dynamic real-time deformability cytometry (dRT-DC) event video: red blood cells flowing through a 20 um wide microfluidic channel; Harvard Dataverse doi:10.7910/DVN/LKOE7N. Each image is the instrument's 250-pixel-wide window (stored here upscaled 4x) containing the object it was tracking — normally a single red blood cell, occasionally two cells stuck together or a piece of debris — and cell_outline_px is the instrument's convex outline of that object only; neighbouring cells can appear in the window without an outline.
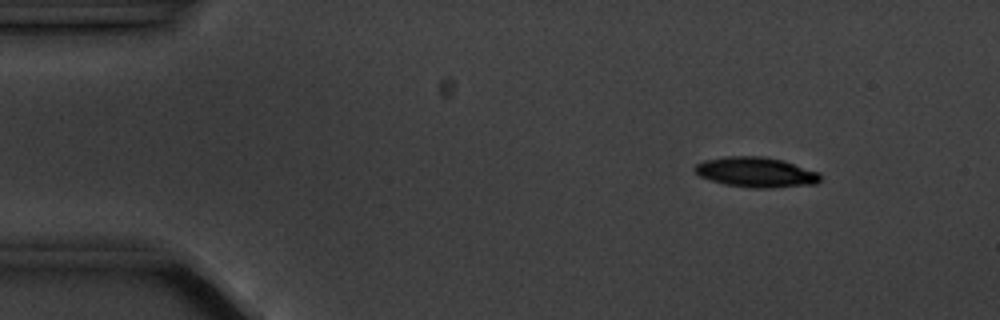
{"species": "common noctule bat (a hibernating species)", "species_latin": "Nyctalus noctula", "temperature_condition": "cold", "stored_images_in_passage": 5, "camera_frame_rate_fps": 3000, "um_per_image_px": 0.085, "animal": {"sex": "male", "body_mass_g": 20.1, "forearm_length_mm": 53.5}, "frame": {"image": 1, "passage_image": 1, "time_ms": 0.0, "image_size_px": [1000, 320], "cell_outline_px": [[820, 180], [816, 184], [772, 188], [752, 188], [724, 184], [700, 176], [692, 168], [696, 164], [704, 160], [724, 156], [764, 156], [784, 160], [820, 172]], "centroid_in_image_um": [64.28, 14.63], "position_along_channel_um": 20.7, "area_um2": 22.25}}
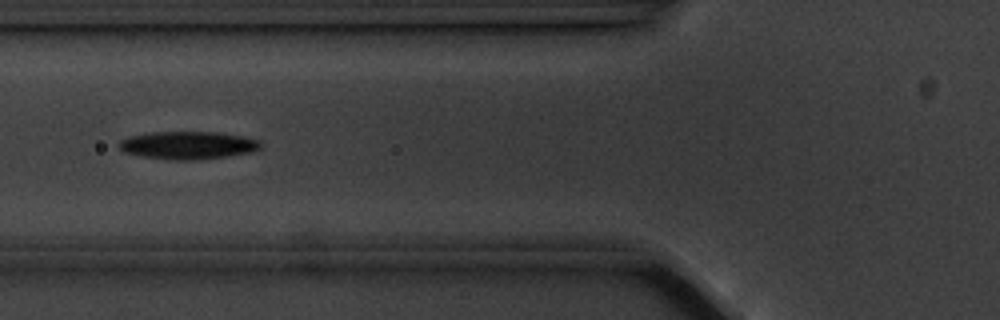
{"frame": {"image": 2, "passage_image": 5, "time_ms": 4.667, "image_size_px": [1000, 320], "cell_outline_px": [[260, 148], [252, 152], [228, 156], [196, 160], [168, 160], [140, 156], [124, 152], [116, 144], [120, 140], [128, 136], [152, 132], [220, 132], [260, 140]], "centroid_in_image_um": [15.93, 12.35], "position_along_channel_um": 109.9, "area_um2": 23.12}}